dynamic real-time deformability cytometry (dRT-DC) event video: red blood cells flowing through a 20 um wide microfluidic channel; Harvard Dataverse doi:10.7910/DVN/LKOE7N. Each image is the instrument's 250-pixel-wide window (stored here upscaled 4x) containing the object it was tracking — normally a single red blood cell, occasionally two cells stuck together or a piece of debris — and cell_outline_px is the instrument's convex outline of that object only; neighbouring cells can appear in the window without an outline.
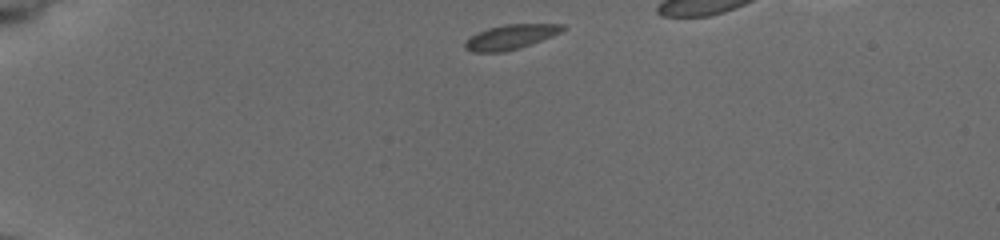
{"species": "common noctule bat (a hibernating species)", "species_latin": "Nyctalus noctula", "temperature_condition": "cold", "stored_images_in_passage": 2, "camera_frame_rate_fps": 3000, "um_per_image_px": 0.085, "animal": {"sex": "female", "body_mass_g": 19.5, "forearm_length_mm": 54.1}, "frame": {"image": 1, "passage_image": 1, "time_ms": 0.0, "image_size_px": [1000, 240], "cell_outline_px": [[564, 28], [560, 32], [552, 36], [504, 52], [472, 52], [464, 48], [464, 44], [476, 32], [488, 28], [504, 24], [564, 24]], "centroid_in_image_um": [43.36, 3.13], "position_along_channel_um": 41.6, "area_um2": 13.7}}